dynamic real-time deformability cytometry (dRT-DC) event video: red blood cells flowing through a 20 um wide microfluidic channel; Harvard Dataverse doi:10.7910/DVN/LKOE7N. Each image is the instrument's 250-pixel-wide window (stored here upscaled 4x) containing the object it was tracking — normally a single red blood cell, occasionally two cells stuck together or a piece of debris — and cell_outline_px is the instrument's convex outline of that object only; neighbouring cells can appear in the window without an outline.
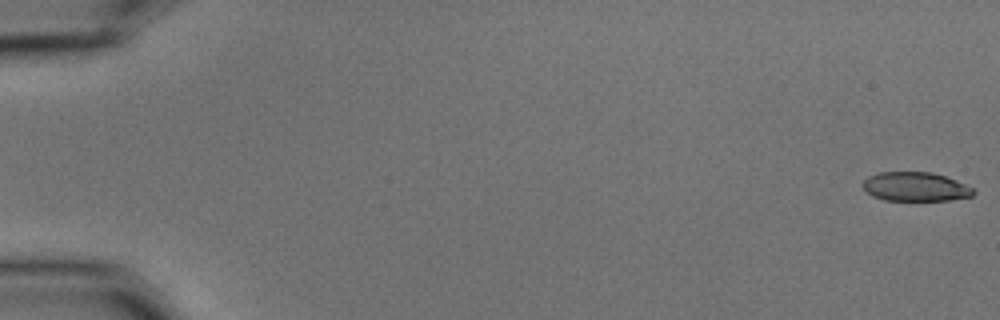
{"species": "common noctule bat (a hibernating species)", "species_latin": "Nyctalus noctula", "temperature_condition": "cold", "stored_images_in_passage": 57, "camera_frame_rate_fps": 3000, "um_per_image_px": 0.085, "animal": {"sex": "male", "body_mass_g": 15.6}, "frame": {"image": 1, "passage_image": 1, "time_ms": 0.0, "image_size_px": [1000, 320], "cell_outline_px": [[976, 192], [972, 196], [948, 200], [884, 200], [872, 196], [860, 184], [868, 176], [880, 172], [932, 172], [956, 180], [972, 188]], "centroid_in_image_um": [77.78, 15.87], "position_along_channel_um": 7.2, "area_um2": 18.67}}
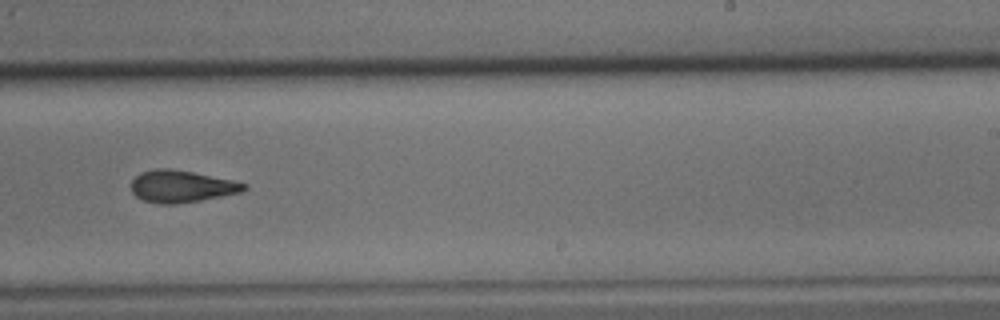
{"frame": {"image": 2, "passage_image": 37, "time_ms": 12.0, "image_size_px": [1000, 320], "cell_outline_px": [[248, 188], [244, 192], [200, 200], [176, 204], [160, 204], [144, 200], [136, 196], [132, 192], [132, 180], [140, 172], [152, 168], [168, 168], [192, 172], [232, 180], [248, 184]], "centroid_in_image_um": [15.44, 15.84], "position_along_channel_um": 273.6, "area_um2": 21.1}}
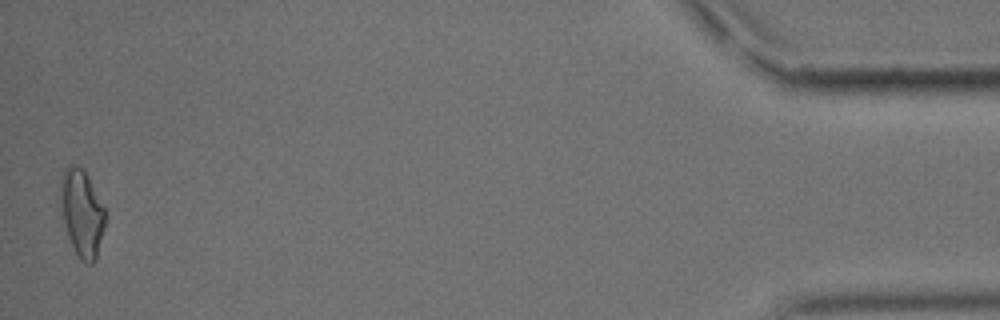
{"frame": {"image": 3, "passage_image": 57, "time_ms": 18.667, "image_size_px": [1000, 320], "cell_outline_px": [[104, 228], [96, 260], [92, 264], [88, 264], [80, 260], [68, 236], [64, 224], [60, 196], [60, 180], [64, 168], [68, 164], [76, 164], [84, 172], [104, 208]], "centroid_in_image_um": [6.94, 18.12], "position_along_channel_um": 428.3, "area_um2": 22.2}, "authors_computed_cell_mechanics": {"area_um2": 21.2704, "velocity_mm_per_s": 3.5552, "shape_relaxation_time_tau1_ms": 9.9248, "shape_relaxation_time_tau2_ms": 3.6906, "deformation_change_tau1": 0.2149, "deformation_change_tau2": 0.1164}}